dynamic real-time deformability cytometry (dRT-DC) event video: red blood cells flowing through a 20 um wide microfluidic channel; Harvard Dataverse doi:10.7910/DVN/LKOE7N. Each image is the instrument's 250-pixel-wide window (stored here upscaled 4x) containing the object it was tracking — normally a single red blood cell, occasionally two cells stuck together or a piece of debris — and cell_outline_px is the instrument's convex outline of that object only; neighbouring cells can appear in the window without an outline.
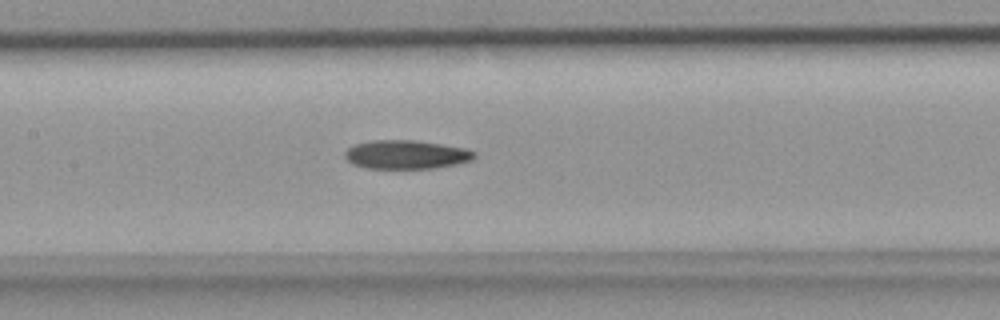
{"species": "common noctule bat (a hibernating species)", "species_latin": "Nyctalus noctula", "temperature_condition": "room temperature", "stored_images_in_passage": 35, "camera_frame_rate_fps": 3000, "um_per_image_px": 0.085, "animal": {"sex": "female", "body_mass_g": 18.4}, "frame": {"image": 1, "passage_image": 18, "time_ms": 5.667, "image_size_px": [1000, 320], "cell_outline_px": [[476, 156], [472, 160], [456, 164], [432, 168], [368, 168], [352, 164], [344, 156], [344, 152], [352, 144], [372, 140], [416, 140], [468, 148], [476, 152]], "centroid_in_image_um": [34.53, 13.12], "position_along_channel_um": 172.9, "area_um2": 21.85}}
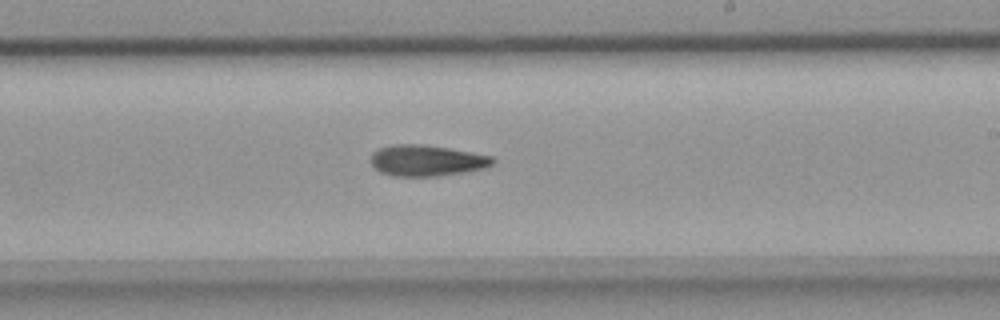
{"frame": {"image": 2, "passage_image": 23, "time_ms": 7.333, "image_size_px": [1000, 320], "cell_outline_px": [[496, 160], [492, 164], [484, 168], [464, 172], [436, 176], [392, 176], [380, 172], [372, 164], [372, 152], [380, 148], [396, 144], [420, 144], [448, 148], [472, 152], [492, 156]], "centroid_in_image_um": [36.28, 13.65], "position_along_channel_um": 252.7, "area_um2": 21.91}}
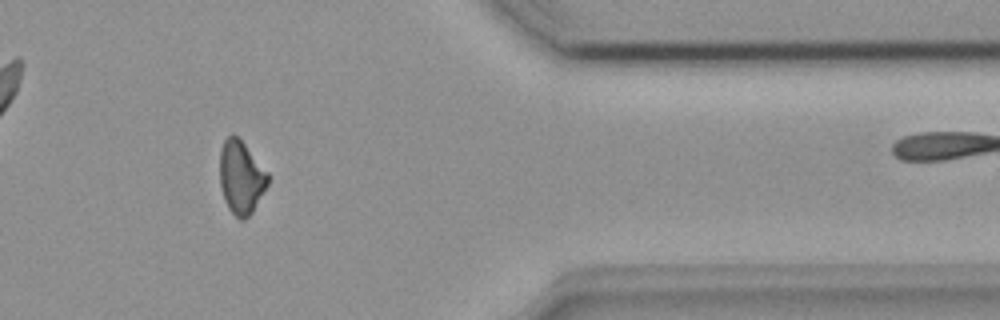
{"frame": {"image": 3, "passage_image": 33, "time_ms": 10.667, "image_size_px": [1000, 320], "cell_outline_px": [[268, 184], [252, 212], [244, 220], [240, 220], [228, 208], [224, 200], [220, 184], [220, 148], [224, 140], [232, 132], [244, 144], [268, 172]], "centroid_in_image_um": [20.47, 15.07], "position_along_channel_um": 390.9, "area_um2": 20.35}}